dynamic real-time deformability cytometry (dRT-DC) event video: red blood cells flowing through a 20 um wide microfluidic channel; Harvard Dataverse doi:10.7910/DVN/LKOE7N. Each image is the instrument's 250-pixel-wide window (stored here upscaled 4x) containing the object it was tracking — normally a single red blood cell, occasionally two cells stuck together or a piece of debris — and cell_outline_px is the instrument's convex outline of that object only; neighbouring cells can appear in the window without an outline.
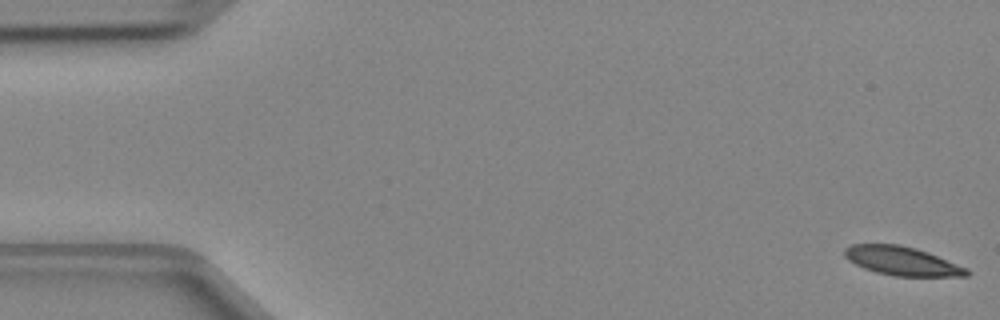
{"species": "Egyptian fruit bat (a non-hibernating species)", "species_latin": "Rousettus aegyptiacus", "temperature_condition": "cold", "stored_images_in_passage": 48, "camera_frame_rate_fps": 3000, "um_per_image_px": 0.085, "animal": {"sex": "female"}, "frame": {"image": 1, "passage_image": 1, "time_ms": 0.0, "image_size_px": [1000, 320], "cell_outline_px": [[972, 272], [968, 276], [896, 276], [876, 272], [864, 268], [848, 260], [844, 256], [844, 248], [852, 244], [900, 244], [916, 248], [928, 252], [968, 268]], "centroid_in_image_um": [76.69, 22.18], "position_along_channel_um": 8.3, "area_um2": 20.58}}
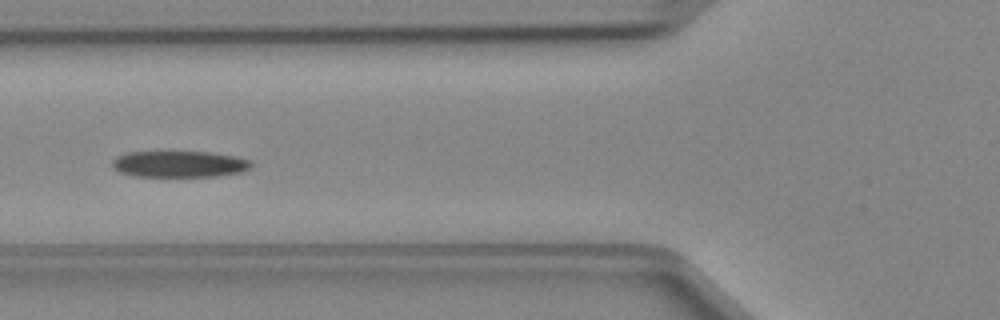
{"frame": {"image": 2, "passage_image": 18, "time_ms": 5.667, "image_size_px": [1000, 320], "cell_outline_px": [[252, 168], [240, 172], [220, 176], [136, 176], [120, 172], [112, 164], [112, 160], [116, 156], [124, 152], [208, 152], [236, 156], [252, 160]], "centroid_in_image_um": [15.28, 13.94], "position_along_channel_um": 110.5, "area_um2": 21.39}}
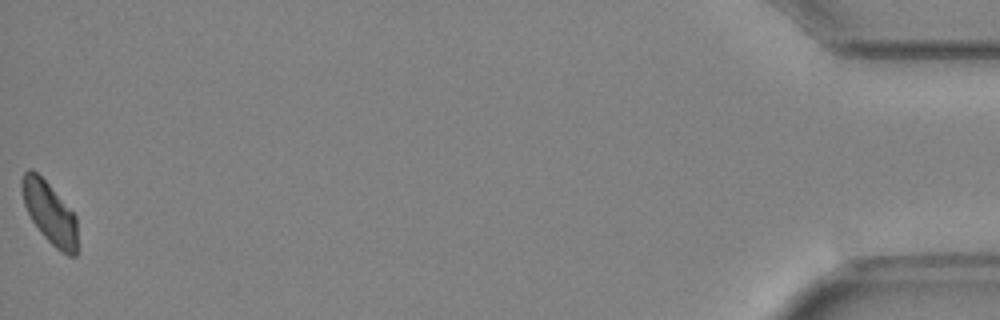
{"frame": {"image": 3, "passage_image": 48, "time_ms": 15.667, "image_size_px": [1000, 320], "cell_outline_px": [[76, 256], [68, 256], [60, 252], [40, 232], [32, 220], [24, 204], [20, 188], [20, 180], [24, 172], [28, 168], [32, 168], [48, 184], [76, 216]], "centroid_in_image_um": [4.18, 18.08], "position_along_channel_um": 431.0, "area_um2": 19.77}}